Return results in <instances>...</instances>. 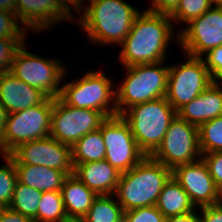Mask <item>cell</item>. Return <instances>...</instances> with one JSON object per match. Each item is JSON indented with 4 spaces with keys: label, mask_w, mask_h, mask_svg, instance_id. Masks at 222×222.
Segmentation results:
<instances>
[{
    "label": "cell",
    "mask_w": 222,
    "mask_h": 222,
    "mask_svg": "<svg viewBox=\"0 0 222 222\" xmlns=\"http://www.w3.org/2000/svg\"><path fill=\"white\" fill-rule=\"evenodd\" d=\"M106 119L101 112L69 106L57 97L51 113L50 136L72 147L87 133L100 129Z\"/></svg>",
    "instance_id": "11"
},
{
    "label": "cell",
    "mask_w": 222,
    "mask_h": 222,
    "mask_svg": "<svg viewBox=\"0 0 222 222\" xmlns=\"http://www.w3.org/2000/svg\"><path fill=\"white\" fill-rule=\"evenodd\" d=\"M25 44L17 51L11 72L15 77L42 91L47 97L60 96L59 85L66 75V67L56 58L47 59L28 52Z\"/></svg>",
    "instance_id": "8"
},
{
    "label": "cell",
    "mask_w": 222,
    "mask_h": 222,
    "mask_svg": "<svg viewBox=\"0 0 222 222\" xmlns=\"http://www.w3.org/2000/svg\"><path fill=\"white\" fill-rule=\"evenodd\" d=\"M200 222H222V202L212 206L198 208Z\"/></svg>",
    "instance_id": "35"
},
{
    "label": "cell",
    "mask_w": 222,
    "mask_h": 222,
    "mask_svg": "<svg viewBox=\"0 0 222 222\" xmlns=\"http://www.w3.org/2000/svg\"><path fill=\"white\" fill-rule=\"evenodd\" d=\"M63 222H85L83 219L78 218H68L67 220H64Z\"/></svg>",
    "instance_id": "42"
},
{
    "label": "cell",
    "mask_w": 222,
    "mask_h": 222,
    "mask_svg": "<svg viewBox=\"0 0 222 222\" xmlns=\"http://www.w3.org/2000/svg\"><path fill=\"white\" fill-rule=\"evenodd\" d=\"M46 98L42 91L15 77L11 72L0 73V104L9 114L41 104Z\"/></svg>",
    "instance_id": "17"
},
{
    "label": "cell",
    "mask_w": 222,
    "mask_h": 222,
    "mask_svg": "<svg viewBox=\"0 0 222 222\" xmlns=\"http://www.w3.org/2000/svg\"><path fill=\"white\" fill-rule=\"evenodd\" d=\"M14 164L45 166L74 174L71 146L60 143L51 136L25 142L8 154Z\"/></svg>",
    "instance_id": "14"
},
{
    "label": "cell",
    "mask_w": 222,
    "mask_h": 222,
    "mask_svg": "<svg viewBox=\"0 0 222 222\" xmlns=\"http://www.w3.org/2000/svg\"><path fill=\"white\" fill-rule=\"evenodd\" d=\"M172 170L151 156H145L137 165L120 175L115 198L123 211L155 206Z\"/></svg>",
    "instance_id": "3"
},
{
    "label": "cell",
    "mask_w": 222,
    "mask_h": 222,
    "mask_svg": "<svg viewBox=\"0 0 222 222\" xmlns=\"http://www.w3.org/2000/svg\"><path fill=\"white\" fill-rule=\"evenodd\" d=\"M222 83L212 82L199 96L177 111V116L200 127L206 121L222 116Z\"/></svg>",
    "instance_id": "18"
},
{
    "label": "cell",
    "mask_w": 222,
    "mask_h": 222,
    "mask_svg": "<svg viewBox=\"0 0 222 222\" xmlns=\"http://www.w3.org/2000/svg\"><path fill=\"white\" fill-rule=\"evenodd\" d=\"M72 164L75 168L78 164L104 160L106 148L101 131L87 133L72 147Z\"/></svg>",
    "instance_id": "23"
},
{
    "label": "cell",
    "mask_w": 222,
    "mask_h": 222,
    "mask_svg": "<svg viewBox=\"0 0 222 222\" xmlns=\"http://www.w3.org/2000/svg\"><path fill=\"white\" fill-rule=\"evenodd\" d=\"M60 192L68 218L82 219L98 197L74 174L65 178Z\"/></svg>",
    "instance_id": "20"
},
{
    "label": "cell",
    "mask_w": 222,
    "mask_h": 222,
    "mask_svg": "<svg viewBox=\"0 0 222 222\" xmlns=\"http://www.w3.org/2000/svg\"><path fill=\"white\" fill-rule=\"evenodd\" d=\"M54 98L47 97L41 104L10 113L3 136L1 154H9L18 145L50 136Z\"/></svg>",
    "instance_id": "7"
},
{
    "label": "cell",
    "mask_w": 222,
    "mask_h": 222,
    "mask_svg": "<svg viewBox=\"0 0 222 222\" xmlns=\"http://www.w3.org/2000/svg\"><path fill=\"white\" fill-rule=\"evenodd\" d=\"M67 213L60 191L42 192L35 222H63Z\"/></svg>",
    "instance_id": "24"
},
{
    "label": "cell",
    "mask_w": 222,
    "mask_h": 222,
    "mask_svg": "<svg viewBox=\"0 0 222 222\" xmlns=\"http://www.w3.org/2000/svg\"><path fill=\"white\" fill-rule=\"evenodd\" d=\"M16 0H0V9L15 12Z\"/></svg>",
    "instance_id": "41"
},
{
    "label": "cell",
    "mask_w": 222,
    "mask_h": 222,
    "mask_svg": "<svg viewBox=\"0 0 222 222\" xmlns=\"http://www.w3.org/2000/svg\"><path fill=\"white\" fill-rule=\"evenodd\" d=\"M0 222H35L34 219L23 216L22 214L13 211L9 207H5L0 213Z\"/></svg>",
    "instance_id": "37"
},
{
    "label": "cell",
    "mask_w": 222,
    "mask_h": 222,
    "mask_svg": "<svg viewBox=\"0 0 222 222\" xmlns=\"http://www.w3.org/2000/svg\"><path fill=\"white\" fill-rule=\"evenodd\" d=\"M113 196H98L82 219L85 222H116L124 214V211L117 200L113 199Z\"/></svg>",
    "instance_id": "25"
},
{
    "label": "cell",
    "mask_w": 222,
    "mask_h": 222,
    "mask_svg": "<svg viewBox=\"0 0 222 222\" xmlns=\"http://www.w3.org/2000/svg\"><path fill=\"white\" fill-rule=\"evenodd\" d=\"M186 62L169 66L166 100L178 111L199 96L214 80L203 57L186 54Z\"/></svg>",
    "instance_id": "9"
},
{
    "label": "cell",
    "mask_w": 222,
    "mask_h": 222,
    "mask_svg": "<svg viewBox=\"0 0 222 222\" xmlns=\"http://www.w3.org/2000/svg\"><path fill=\"white\" fill-rule=\"evenodd\" d=\"M116 222H128V221L127 218L124 215H122Z\"/></svg>",
    "instance_id": "44"
},
{
    "label": "cell",
    "mask_w": 222,
    "mask_h": 222,
    "mask_svg": "<svg viewBox=\"0 0 222 222\" xmlns=\"http://www.w3.org/2000/svg\"><path fill=\"white\" fill-rule=\"evenodd\" d=\"M213 4L211 0H180L176 9L169 15L175 24L185 22L188 24L191 20L203 15Z\"/></svg>",
    "instance_id": "28"
},
{
    "label": "cell",
    "mask_w": 222,
    "mask_h": 222,
    "mask_svg": "<svg viewBox=\"0 0 222 222\" xmlns=\"http://www.w3.org/2000/svg\"><path fill=\"white\" fill-rule=\"evenodd\" d=\"M74 175L101 196L114 195L121 173L104 159L78 164L74 168Z\"/></svg>",
    "instance_id": "19"
},
{
    "label": "cell",
    "mask_w": 222,
    "mask_h": 222,
    "mask_svg": "<svg viewBox=\"0 0 222 222\" xmlns=\"http://www.w3.org/2000/svg\"><path fill=\"white\" fill-rule=\"evenodd\" d=\"M25 40L0 37V73L11 70L15 54L25 44Z\"/></svg>",
    "instance_id": "31"
},
{
    "label": "cell",
    "mask_w": 222,
    "mask_h": 222,
    "mask_svg": "<svg viewBox=\"0 0 222 222\" xmlns=\"http://www.w3.org/2000/svg\"><path fill=\"white\" fill-rule=\"evenodd\" d=\"M17 180L42 192L60 191L68 176L64 171L45 166L15 164Z\"/></svg>",
    "instance_id": "21"
},
{
    "label": "cell",
    "mask_w": 222,
    "mask_h": 222,
    "mask_svg": "<svg viewBox=\"0 0 222 222\" xmlns=\"http://www.w3.org/2000/svg\"><path fill=\"white\" fill-rule=\"evenodd\" d=\"M8 111L0 104V138L3 136L7 125Z\"/></svg>",
    "instance_id": "40"
},
{
    "label": "cell",
    "mask_w": 222,
    "mask_h": 222,
    "mask_svg": "<svg viewBox=\"0 0 222 222\" xmlns=\"http://www.w3.org/2000/svg\"><path fill=\"white\" fill-rule=\"evenodd\" d=\"M59 1L71 14L73 9L78 13H82L83 7H85L83 4L84 0H59Z\"/></svg>",
    "instance_id": "39"
},
{
    "label": "cell",
    "mask_w": 222,
    "mask_h": 222,
    "mask_svg": "<svg viewBox=\"0 0 222 222\" xmlns=\"http://www.w3.org/2000/svg\"><path fill=\"white\" fill-rule=\"evenodd\" d=\"M15 12L0 9V37L10 39H27L26 28H21L18 24ZM26 33V34H25Z\"/></svg>",
    "instance_id": "30"
},
{
    "label": "cell",
    "mask_w": 222,
    "mask_h": 222,
    "mask_svg": "<svg viewBox=\"0 0 222 222\" xmlns=\"http://www.w3.org/2000/svg\"><path fill=\"white\" fill-rule=\"evenodd\" d=\"M211 3L214 5V6H222V0H211Z\"/></svg>",
    "instance_id": "43"
},
{
    "label": "cell",
    "mask_w": 222,
    "mask_h": 222,
    "mask_svg": "<svg viewBox=\"0 0 222 222\" xmlns=\"http://www.w3.org/2000/svg\"><path fill=\"white\" fill-rule=\"evenodd\" d=\"M181 49L187 55L204 57L213 48L222 45V6L211 7L203 15L191 20L176 35Z\"/></svg>",
    "instance_id": "13"
},
{
    "label": "cell",
    "mask_w": 222,
    "mask_h": 222,
    "mask_svg": "<svg viewBox=\"0 0 222 222\" xmlns=\"http://www.w3.org/2000/svg\"><path fill=\"white\" fill-rule=\"evenodd\" d=\"M41 195L42 191L28 187L17 180L13 192V199L8 207L23 216L34 219L37 214Z\"/></svg>",
    "instance_id": "26"
},
{
    "label": "cell",
    "mask_w": 222,
    "mask_h": 222,
    "mask_svg": "<svg viewBox=\"0 0 222 222\" xmlns=\"http://www.w3.org/2000/svg\"><path fill=\"white\" fill-rule=\"evenodd\" d=\"M110 79L101 70L86 72L81 79L61 85L59 98L69 106L101 112L106 118L117 116L116 89Z\"/></svg>",
    "instance_id": "6"
},
{
    "label": "cell",
    "mask_w": 222,
    "mask_h": 222,
    "mask_svg": "<svg viewBox=\"0 0 222 222\" xmlns=\"http://www.w3.org/2000/svg\"><path fill=\"white\" fill-rule=\"evenodd\" d=\"M128 222H165L164 215L156 206L141 207L125 211Z\"/></svg>",
    "instance_id": "32"
},
{
    "label": "cell",
    "mask_w": 222,
    "mask_h": 222,
    "mask_svg": "<svg viewBox=\"0 0 222 222\" xmlns=\"http://www.w3.org/2000/svg\"><path fill=\"white\" fill-rule=\"evenodd\" d=\"M155 206L165 218L197 210L192 204L189 195L173 176L165 183Z\"/></svg>",
    "instance_id": "22"
},
{
    "label": "cell",
    "mask_w": 222,
    "mask_h": 222,
    "mask_svg": "<svg viewBox=\"0 0 222 222\" xmlns=\"http://www.w3.org/2000/svg\"><path fill=\"white\" fill-rule=\"evenodd\" d=\"M169 15L146 10L134 19L129 34L120 44L119 61L125 67L165 61L170 40L174 38Z\"/></svg>",
    "instance_id": "1"
},
{
    "label": "cell",
    "mask_w": 222,
    "mask_h": 222,
    "mask_svg": "<svg viewBox=\"0 0 222 222\" xmlns=\"http://www.w3.org/2000/svg\"><path fill=\"white\" fill-rule=\"evenodd\" d=\"M205 55L206 57L203 60L212 79L222 83V45L213 48Z\"/></svg>",
    "instance_id": "34"
},
{
    "label": "cell",
    "mask_w": 222,
    "mask_h": 222,
    "mask_svg": "<svg viewBox=\"0 0 222 222\" xmlns=\"http://www.w3.org/2000/svg\"><path fill=\"white\" fill-rule=\"evenodd\" d=\"M4 208L5 206L0 203V213L3 211Z\"/></svg>",
    "instance_id": "45"
},
{
    "label": "cell",
    "mask_w": 222,
    "mask_h": 222,
    "mask_svg": "<svg viewBox=\"0 0 222 222\" xmlns=\"http://www.w3.org/2000/svg\"><path fill=\"white\" fill-rule=\"evenodd\" d=\"M172 176L189 195L192 204L202 208L222 202V192L209 174L202 158L192 163L179 165L172 170Z\"/></svg>",
    "instance_id": "15"
},
{
    "label": "cell",
    "mask_w": 222,
    "mask_h": 222,
    "mask_svg": "<svg viewBox=\"0 0 222 222\" xmlns=\"http://www.w3.org/2000/svg\"><path fill=\"white\" fill-rule=\"evenodd\" d=\"M201 156L199 127L178 116L170 123L160 146L151 155L154 160L171 170L197 161Z\"/></svg>",
    "instance_id": "10"
},
{
    "label": "cell",
    "mask_w": 222,
    "mask_h": 222,
    "mask_svg": "<svg viewBox=\"0 0 222 222\" xmlns=\"http://www.w3.org/2000/svg\"><path fill=\"white\" fill-rule=\"evenodd\" d=\"M78 18L90 41L95 44L120 45L129 34L134 19L141 12L124 0H90ZM85 9V11H84Z\"/></svg>",
    "instance_id": "2"
},
{
    "label": "cell",
    "mask_w": 222,
    "mask_h": 222,
    "mask_svg": "<svg viewBox=\"0 0 222 222\" xmlns=\"http://www.w3.org/2000/svg\"><path fill=\"white\" fill-rule=\"evenodd\" d=\"M164 61L125 67L127 75L116 89L117 115L139 103L166 96L169 66Z\"/></svg>",
    "instance_id": "5"
},
{
    "label": "cell",
    "mask_w": 222,
    "mask_h": 222,
    "mask_svg": "<svg viewBox=\"0 0 222 222\" xmlns=\"http://www.w3.org/2000/svg\"><path fill=\"white\" fill-rule=\"evenodd\" d=\"M201 158L207 164L209 174L222 192V151L202 154Z\"/></svg>",
    "instance_id": "33"
},
{
    "label": "cell",
    "mask_w": 222,
    "mask_h": 222,
    "mask_svg": "<svg viewBox=\"0 0 222 222\" xmlns=\"http://www.w3.org/2000/svg\"><path fill=\"white\" fill-rule=\"evenodd\" d=\"M196 210L182 214L165 218V222H200V217Z\"/></svg>",
    "instance_id": "38"
},
{
    "label": "cell",
    "mask_w": 222,
    "mask_h": 222,
    "mask_svg": "<svg viewBox=\"0 0 222 222\" xmlns=\"http://www.w3.org/2000/svg\"><path fill=\"white\" fill-rule=\"evenodd\" d=\"M180 0H152L148 11L170 15L178 6Z\"/></svg>",
    "instance_id": "36"
},
{
    "label": "cell",
    "mask_w": 222,
    "mask_h": 222,
    "mask_svg": "<svg viewBox=\"0 0 222 222\" xmlns=\"http://www.w3.org/2000/svg\"><path fill=\"white\" fill-rule=\"evenodd\" d=\"M99 130L105 143V159L121 174L129 171L146 156L121 115L107 118Z\"/></svg>",
    "instance_id": "12"
},
{
    "label": "cell",
    "mask_w": 222,
    "mask_h": 222,
    "mask_svg": "<svg viewBox=\"0 0 222 222\" xmlns=\"http://www.w3.org/2000/svg\"><path fill=\"white\" fill-rule=\"evenodd\" d=\"M15 13L21 25L34 32L74 18L59 0H16Z\"/></svg>",
    "instance_id": "16"
},
{
    "label": "cell",
    "mask_w": 222,
    "mask_h": 222,
    "mask_svg": "<svg viewBox=\"0 0 222 222\" xmlns=\"http://www.w3.org/2000/svg\"><path fill=\"white\" fill-rule=\"evenodd\" d=\"M199 147L201 154L222 151V116L199 127Z\"/></svg>",
    "instance_id": "27"
},
{
    "label": "cell",
    "mask_w": 222,
    "mask_h": 222,
    "mask_svg": "<svg viewBox=\"0 0 222 222\" xmlns=\"http://www.w3.org/2000/svg\"><path fill=\"white\" fill-rule=\"evenodd\" d=\"M176 116L177 111L165 97L135 104L121 114L129 124L140 150L146 156H151L160 146Z\"/></svg>",
    "instance_id": "4"
},
{
    "label": "cell",
    "mask_w": 222,
    "mask_h": 222,
    "mask_svg": "<svg viewBox=\"0 0 222 222\" xmlns=\"http://www.w3.org/2000/svg\"><path fill=\"white\" fill-rule=\"evenodd\" d=\"M5 164L0 167V203L8 207L13 199L17 182V171L13 159L8 154H2Z\"/></svg>",
    "instance_id": "29"
}]
</instances>
